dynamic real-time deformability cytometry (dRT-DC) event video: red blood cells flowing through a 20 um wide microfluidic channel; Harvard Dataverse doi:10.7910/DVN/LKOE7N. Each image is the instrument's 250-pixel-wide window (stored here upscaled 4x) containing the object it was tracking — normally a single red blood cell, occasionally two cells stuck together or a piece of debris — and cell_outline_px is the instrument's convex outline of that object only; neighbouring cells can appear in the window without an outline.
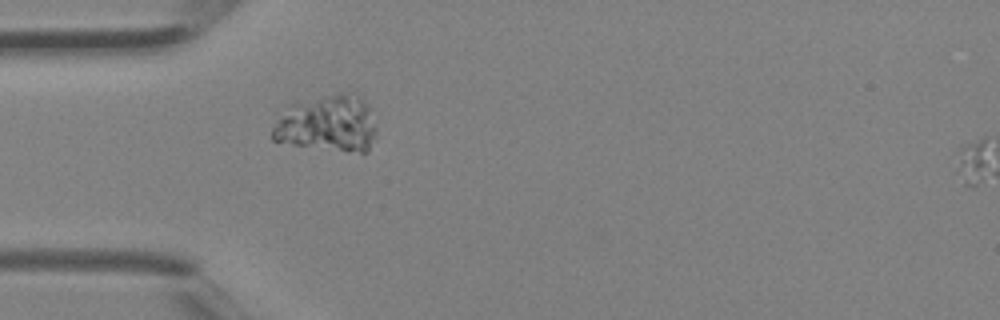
{"species": "Egyptian fruit bat (a non-hibernating species)", "species_latin": "Rousettus aegyptiacus", "temperature_condition": "room temperature", "stored_images_in_passage": 2, "segment_of_instrument_passage": [1, 2], "camera_frame_rate_fps": 3000, "um_per_image_px": 0.085, "animal": {"sex": "female"}, "frame": {"image": 1, "passage_image": 1, "time_ms": 0.0, "image_size_px": [1000, 320], "cell_outline_px": [[376, 136], [368, 152], [348, 152], [292, 144], [272, 140], [272, 128], [288, 104], [340, 92], [356, 92], [368, 104], [376, 128]], "centroid_in_image_um": [27.88, 10.5], "position_along_channel_um": 57.1, "area_um2": 34.62}}